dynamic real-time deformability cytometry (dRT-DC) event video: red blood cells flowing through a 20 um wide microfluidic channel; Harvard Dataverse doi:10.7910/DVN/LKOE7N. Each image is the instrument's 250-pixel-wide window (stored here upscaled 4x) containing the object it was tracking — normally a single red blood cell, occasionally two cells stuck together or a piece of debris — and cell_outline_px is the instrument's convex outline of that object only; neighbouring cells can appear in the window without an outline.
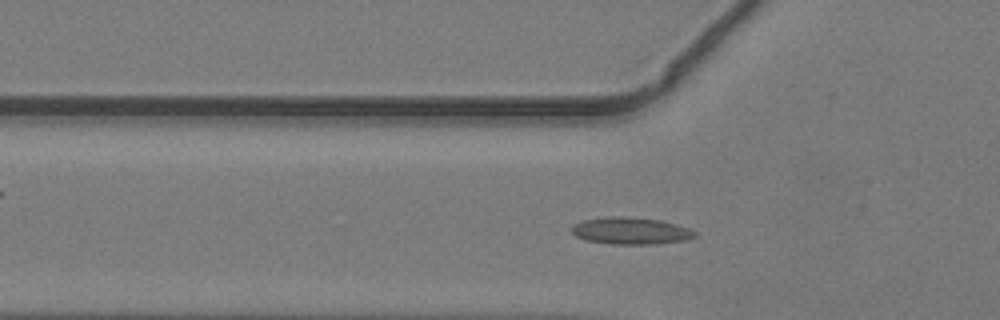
{"species": "common noctule bat (a hibernating species)", "species_latin": "Nyctalus noctula", "temperature_condition": "warm", "stored_images_in_passage": 43, "camera_frame_rate_fps": 3000, "um_per_image_px": 0.085, "animal": {"sex": "male", "body_mass_g": 19.2, "forearm_length_mm": 51.8}, "frame": {"image": 1, "passage_image": 12, "time_ms": 3.667, "image_size_px": [1000, 320], "cell_outline_px": [[696, 236], [684, 240], [656, 244], [612, 244], [588, 240], [576, 236], [572, 232], [572, 224], [584, 220], [616, 216], [620, 216], [660, 220], [676, 224], [688, 228], [696, 232]], "centroid_in_image_um": [53.62, 19.62], "position_along_channel_um": 72.2, "area_um2": 19.07}}
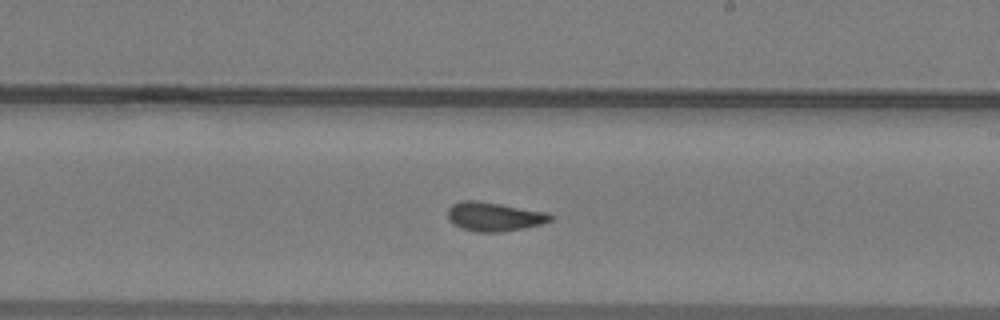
{"frame": {"image": 2, "passage_image": 24, "time_ms": 7.667, "image_size_px": [1000, 320], "cell_outline_px": [[552, 220], [540, 224], [500, 232], [476, 232], [460, 228], [452, 224], [448, 220], [448, 208], [452, 204], [460, 200], [476, 200], [548, 212], [552, 216]], "centroid_in_image_um": [41.94, 18.4], "position_along_channel_um": 247.1, "area_um2": 17.34}}
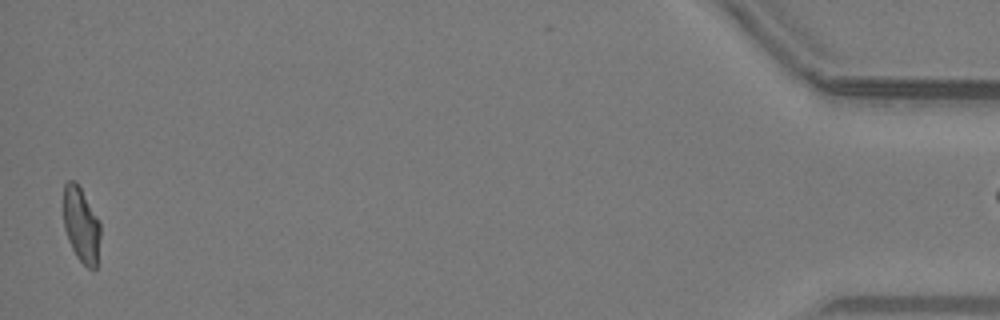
{"frame": {"image": 3, "passage_image": 43, "time_ms": 14.0, "image_size_px": [1000, 320], "cell_outline_px": [[100, 236], [96, 268], [88, 268], [76, 256], [68, 240], [64, 228], [64, 184], [68, 180], [76, 180], [100, 220]], "centroid_in_image_um": [6.91, 19.08], "position_along_channel_um": 428.3, "area_um2": 16.24}}